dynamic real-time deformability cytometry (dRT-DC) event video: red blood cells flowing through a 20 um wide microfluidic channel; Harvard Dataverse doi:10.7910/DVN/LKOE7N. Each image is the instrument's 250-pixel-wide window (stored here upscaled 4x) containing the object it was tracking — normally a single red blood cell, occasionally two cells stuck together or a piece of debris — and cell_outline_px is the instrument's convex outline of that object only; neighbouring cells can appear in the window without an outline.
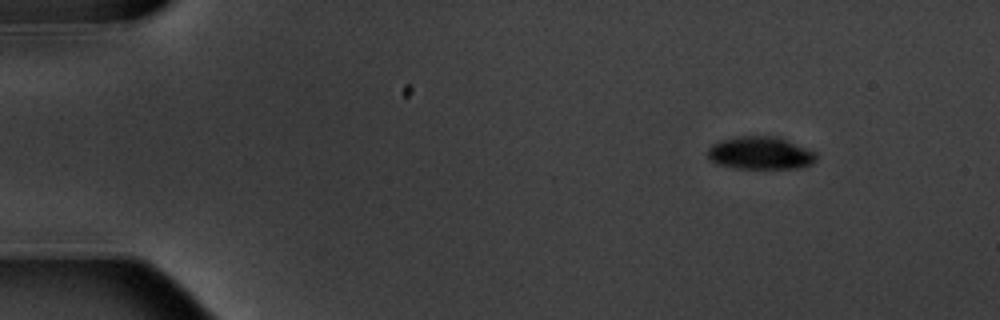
{"species": "common noctule bat (a hibernating species)", "species_latin": "Nyctalus noctula", "temperature_condition": "warm", "stored_images_in_passage": 4, "camera_frame_rate_fps": 3000, "um_per_image_px": 0.085, "animal": {"sex": "male", "body_mass_g": 20.1, "forearm_length_mm": 53.5}, "frame": {"image": 1, "passage_image": 1, "time_ms": 0.0, "image_size_px": [1000, 320], "cell_outline_px": [[816, 160], [812, 164], [800, 168], [736, 168], [716, 164], [708, 160], [708, 148], [712, 144], [720, 140], [740, 136], [780, 136], [816, 152]], "centroid_in_image_um": [64.63, 13.0], "position_along_channel_um": 20.4, "area_um2": 20.98}}
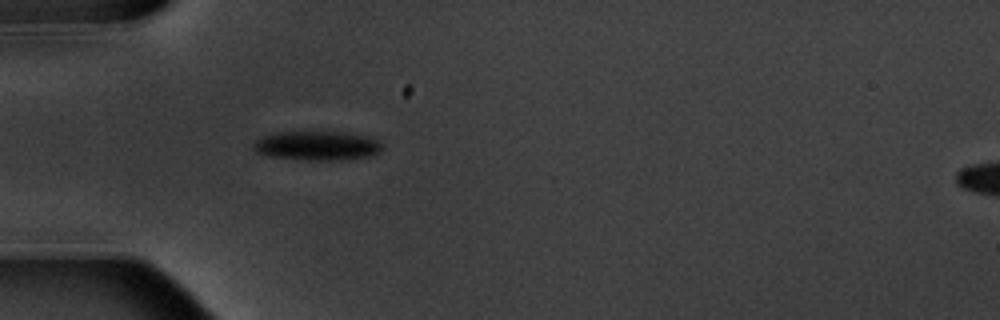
{"frame": {"image": 2, "passage_image": 4, "time_ms": 3.667, "image_size_px": [1000, 320], "cell_outline_px": [[384, 144], [380, 152], [368, 156], [344, 160], [308, 160], [264, 156], [256, 152], [252, 148], [252, 144], [256, 140], [264, 136], [276, 132], [344, 132], [368, 136], [380, 140]], "centroid_in_image_um": [26.96, 12.39], "position_along_channel_um": 58.0, "area_um2": 22.25}}